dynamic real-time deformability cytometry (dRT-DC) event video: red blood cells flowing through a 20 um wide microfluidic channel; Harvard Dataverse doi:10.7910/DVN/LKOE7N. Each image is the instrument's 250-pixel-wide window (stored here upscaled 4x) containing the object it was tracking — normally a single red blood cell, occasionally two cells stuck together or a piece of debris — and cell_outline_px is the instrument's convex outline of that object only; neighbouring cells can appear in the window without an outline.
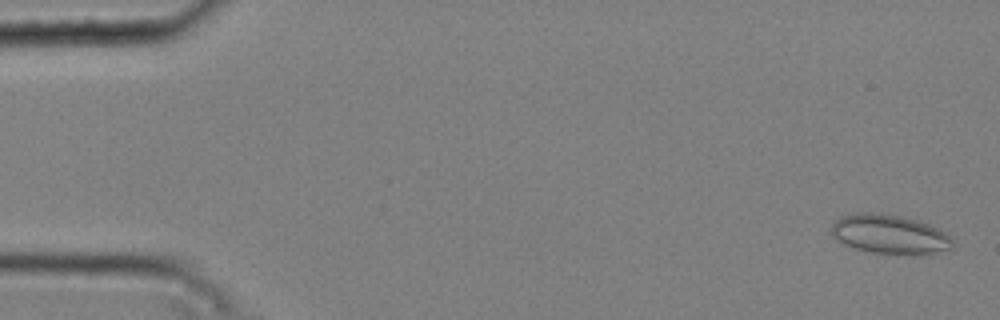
{"species": "common noctule bat (a hibernating species)", "species_latin": "Nyctalus noctula", "temperature_condition": "cold", "stored_images_in_passage": 51, "camera_frame_rate_fps": 3000, "um_per_image_px": 0.085, "animal": {"sex": "male", "body_mass_g": 20.4}, "frame": {"image": 1, "passage_image": 2, "time_ms": 0.333, "image_size_px": [1000, 320], "cell_outline_px": [[956, 244], [952, 248], [932, 256], [928, 256], [872, 252], [852, 248], [836, 240], [832, 236], [832, 224], [840, 216], [860, 212], [880, 212], [900, 216], [916, 220], [928, 224], [944, 232], [956, 240]], "centroid_in_image_um": [75.68, 19.94], "position_along_channel_um": 9.3, "area_um2": 28.44}}
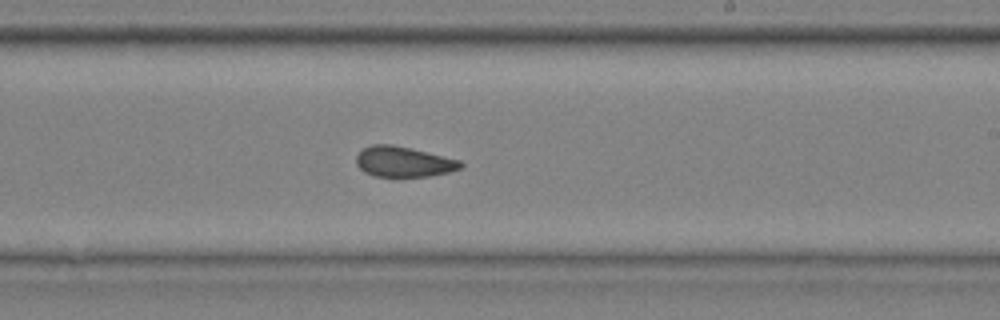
{"frame": {"image": 2, "passage_image": 32, "time_ms": 10.333, "image_size_px": [1000, 320], "cell_outline_px": [[464, 164], [460, 168], [448, 172], [428, 176], [376, 176], [364, 172], [356, 164], [356, 156], [364, 148], [372, 144], [392, 144], [460, 160]], "centroid_in_image_um": [34.28, 13.74], "position_along_channel_um": 254.7, "area_um2": 18.21}}
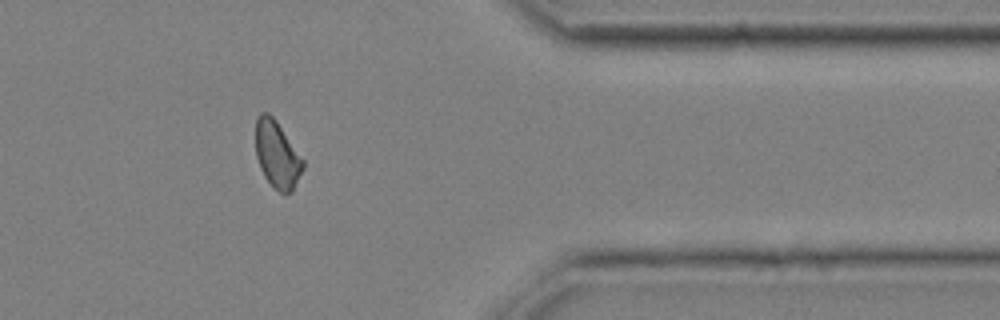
{"frame": {"image": 3, "passage_image": 44, "time_ms": 14.333, "image_size_px": [1000, 320], "cell_outline_px": [[304, 168], [292, 192], [280, 192], [264, 176], [260, 168], [256, 156], [256, 120], [260, 112], [268, 112], [276, 120], [304, 160]], "centroid_in_image_um": [23.56, 13.12], "position_along_channel_um": 387.8, "area_um2": 18.32}, "authors_computed_cell_mechanics": {"area_um2": 19.0162, "velocity_mm_per_s": 3.7499, "shape_relaxation_time_tau1_ms": null, "shape_relaxation_time_tau2_ms": 2.7002, "deformation_change_tau1": null, "deformation_change_tau2": 0.0821}}